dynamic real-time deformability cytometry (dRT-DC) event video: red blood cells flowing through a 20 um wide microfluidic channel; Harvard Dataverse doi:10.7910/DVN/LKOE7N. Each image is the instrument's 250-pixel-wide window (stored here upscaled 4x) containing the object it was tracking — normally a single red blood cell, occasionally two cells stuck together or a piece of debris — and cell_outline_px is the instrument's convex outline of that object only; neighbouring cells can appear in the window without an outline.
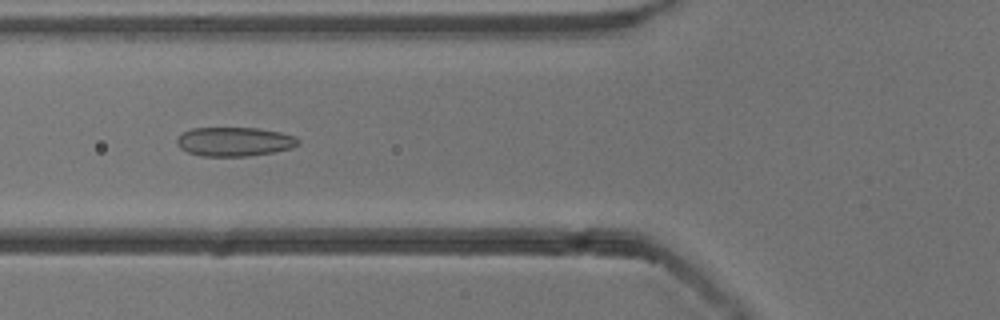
{"species": "common noctule bat (a hibernating species)", "species_latin": "Nyctalus noctula", "temperature_condition": "cold", "stored_images_in_passage": 53, "camera_frame_rate_fps": 3000, "um_per_image_px": 0.085, "animal": {"sex": "male", "body_mass_g": 13.3}, "frame": {"image": 1, "passage_image": 20, "time_ms": 6.333, "image_size_px": [1000, 320], "cell_outline_px": [[300, 144], [292, 148], [272, 152], [248, 156], [200, 156], [188, 152], [180, 148], [176, 144], [176, 140], [184, 132], [192, 128], [256, 128], [280, 132], [296, 136], [300, 140]], "centroid_in_image_um": [19.95, 12.04], "position_along_channel_um": 105.9, "area_um2": 20.58}}
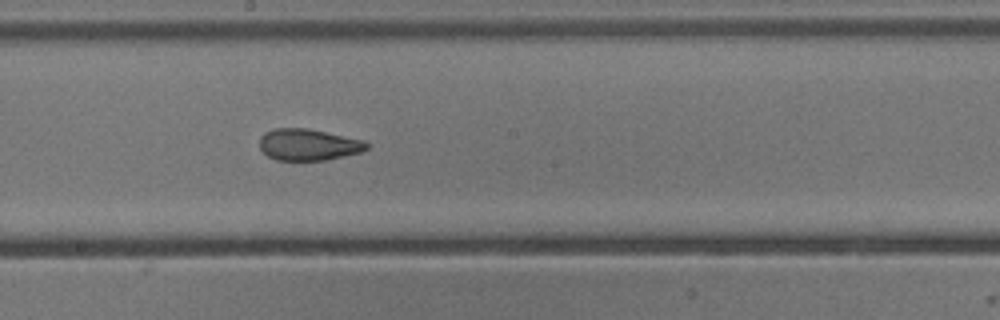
{"frame": {"image": 2, "passage_image": 29, "time_ms": 9.333, "image_size_px": [1000, 320], "cell_outline_px": [[368, 148], [360, 152], [324, 160], [276, 160], [268, 156], [260, 148], [260, 136], [264, 132], [276, 128], [308, 128], [364, 140], [368, 144]], "centroid_in_image_um": [26.19, 12.28], "position_along_channel_um": 222.0, "area_um2": 19.59}}
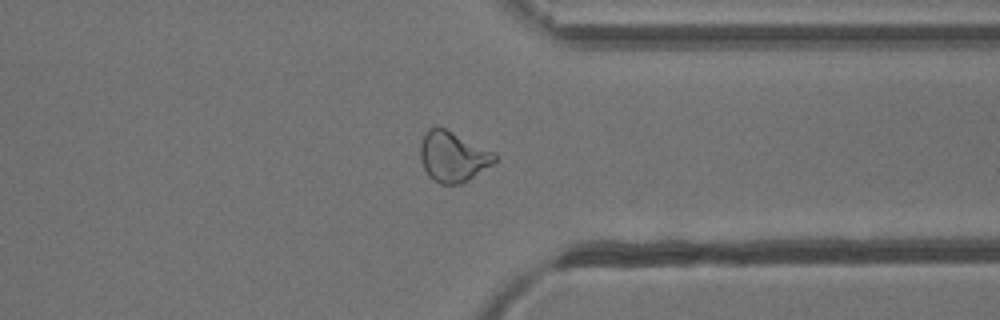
{"frame": {"image": 3, "passage_image": 41, "time_ms": 13.333, "image_size_px": [1000, 320], "cell_outline_px": [[496, 160], [492, 164], [468, 180], [460, 184], [440, 184], [432, 180], [428, 176], [420, 160], [420, 144], [424, 132], [428, 128], [436, 124], [496, 152]], "centroid_in_image_um": [38.46, 13.29], "position_along_channel_um": 372.9, "area_um2": 22.14}, "authors_computed_cell_mechanics": {"area_um2": 22.1374, "velocity_mm_per_s": 3.8553, "shape_relaxation_time_tau1_ms": 8.3254, "shape_relaxation_time_tau2_ms": 1.8756, "deformation_change_tau1": 0.1817, "deformation_change_tau2": 0.0725}}